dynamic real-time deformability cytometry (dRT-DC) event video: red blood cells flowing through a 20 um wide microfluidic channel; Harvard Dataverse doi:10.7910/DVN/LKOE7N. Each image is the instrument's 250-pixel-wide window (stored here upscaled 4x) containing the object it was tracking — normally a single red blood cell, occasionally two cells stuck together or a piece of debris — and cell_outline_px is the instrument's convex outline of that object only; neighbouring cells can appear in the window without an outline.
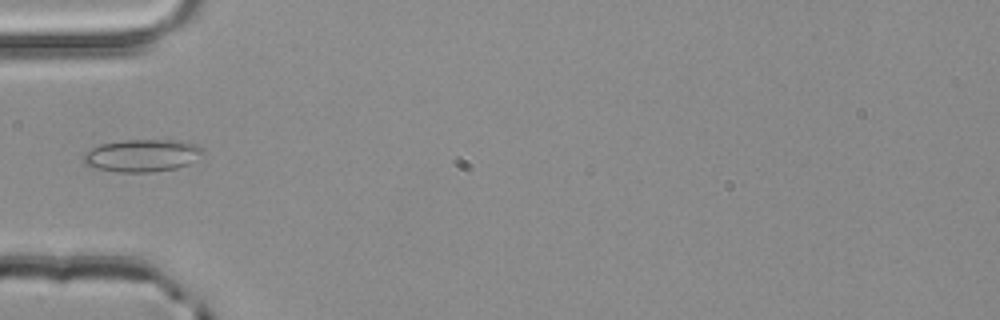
{"species": "common noctule bat (a hibernating species)", "species_latin": "Nyctalus noctula", "temperature_condition": "room temperature", "stored_images_in_passage": 1, "camera_frame_rate_fps": 3000, "um_per_image_px": 0.085, "animal": {"sex": "male", "body_mass_g": 20.4}, "frame": {"image": 1, "passage_image": 1, "time_ms": 0.0, "image_size_px": [1000, 320], "cell_outline_px": [[208, 152], [188, 164], [176, 168], [152, 172], [116, 172], [96, 168], [84, 164], [80, 156], [84, 152], [100, 144], [124, 140], [180, 140], [196, 144], [204, 148]], "centroid_in_image_um": [12.09, 13.21], "position_along_channel_um": 72.9, "area_um2": 23.0}}